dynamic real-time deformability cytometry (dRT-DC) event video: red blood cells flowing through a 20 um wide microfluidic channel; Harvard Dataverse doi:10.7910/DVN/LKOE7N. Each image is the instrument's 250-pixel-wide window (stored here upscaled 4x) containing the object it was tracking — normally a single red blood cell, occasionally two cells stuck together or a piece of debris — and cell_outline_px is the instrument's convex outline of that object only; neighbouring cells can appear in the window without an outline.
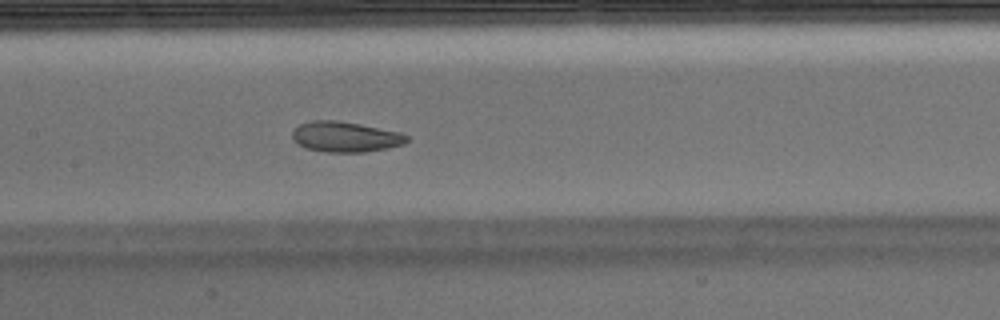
{"species": "Egyptian fruit bat (a non-hibernating species)", "species_latin": "Rousettus aegyptiacus", "temperature_condition": "warm", "stored_images_in_passage": 51, "camera_frame_rate_fps": 3000, "um_per_image_px": 0.085, "animal": {"sex": "male"}, "frame": {"image": 1, "passage_image": 24, "time_ms": 7.667, "image_size_px": [1000, 320], "cell_outline_px": [[408, 140], [404, 144], [388, 148], [364, 152], [324, 152], [304, 148], [292, 140], [292, 132], [300, 124], [312, 120], [336, 120], [360, 124], [400, 132], [408, 136]], "centroid_in_image_um": [29.34, 11.63], "position_along_channel_um": 178.1, "area_um2": 20.4}}
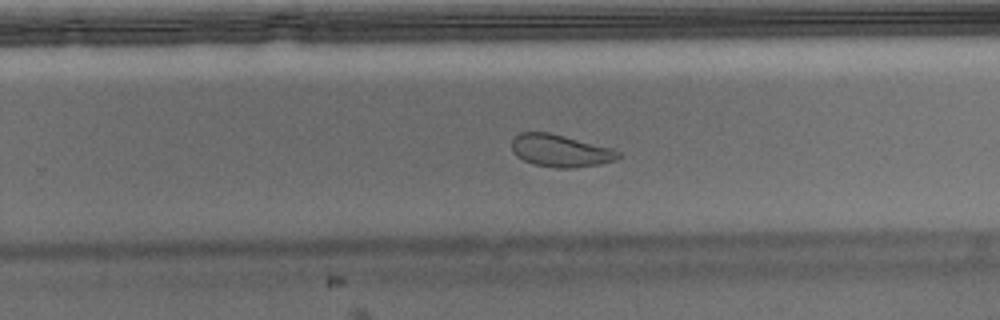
{"frame": {"image": 2, "passage_image": 32, "time_ms": 10.333, "image_size_px": [1000, 320], "cell_outline_px": [[620, 156], [616, 160], [600, 164], [572, 168], [556, 168], [532, 164], [516, 156], [512, 152], [512, 140], [520, 132], [548, 132], [612, 148], [620, 152]], "centroid_in_image_um": [47.62, 12.82], "position_along_channel_um": 282.2, "area_um2": 20.06}}
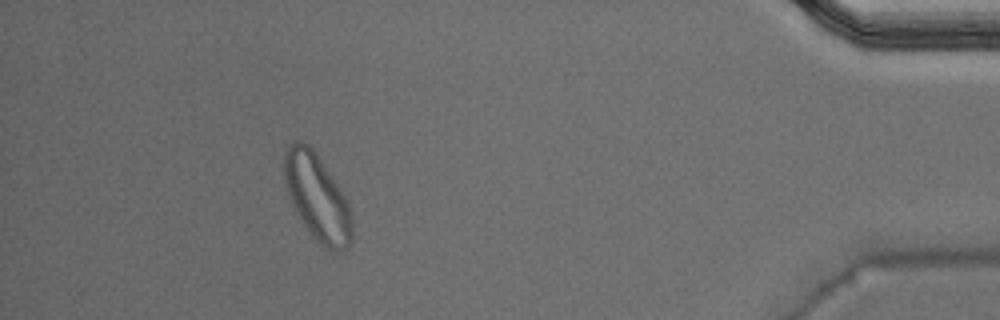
{"frame": {"image": 3, "passage_image": 46, "time_ms": 15.0, "image_size_px": [1000, 320], "cell_outline_px": [[352, 240], [348, 248], [340, 252], [336, 252], [324, 248], [316, 240], [304, 224], [288, 192], [284, 180], [284, 152], [288, 144], [296, 140], [300, 140], [308, 144], [316, 152], [348, 200], [352, 216]], "centroid_in_image_um": [26.99, 16.77], "position_along_channel_um": 408.2, "area_um2": 34.1}, "authors_computed_cell_mechanics": {"area_um2": 22.1952, "velocity_mm_per_s": 3.9255, "shape_relaxation_time_tau1_ms": 7.9382, "shape_relaxation_time_tau2_ms": 2.0471, "deformation_change_tau1": 0.2246, "deformation_change_tau2": 0.0662}}